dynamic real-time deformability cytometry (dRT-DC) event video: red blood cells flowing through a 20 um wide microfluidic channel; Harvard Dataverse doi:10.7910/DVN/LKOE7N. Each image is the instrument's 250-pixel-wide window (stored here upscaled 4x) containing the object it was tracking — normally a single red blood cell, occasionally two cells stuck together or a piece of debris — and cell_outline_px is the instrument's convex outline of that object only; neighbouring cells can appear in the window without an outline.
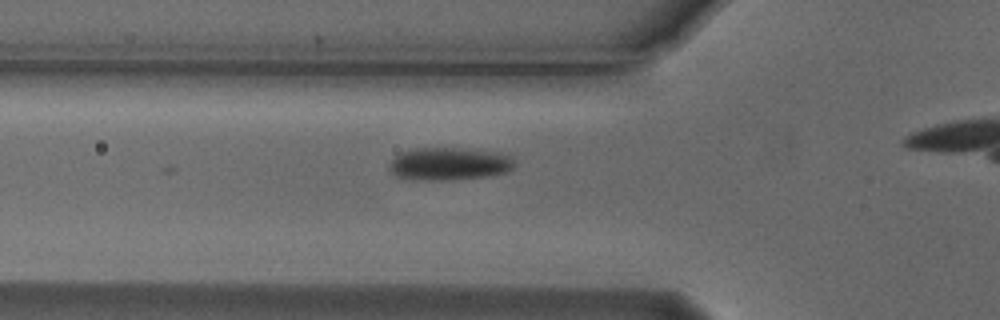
{"species": "Egyptian fruit bat (a non-hibernating species)", "species_latin": "Rousettus aegyptiacus", "temperature_condition": "cold", "stored_images_in_passage": 11, "camera_frame_rate_fps": 3000, "um_per_image_px": 0.085, "animal": {"sex": "male"}, "frame": {"image": 1, "passage_image": 4, "time_ms": 1.0, "image_size_px": [1000, 320], "cell_outline_px": [[512, 168], [508, 172], [488, 176], [440, 180], [396, 176], [388, 168], [388, 164], [400, 152], [412, 148], [456, 148], [496, 152], [508, 156], [512, 160]], "centroid_in_image_um": [38.14, 13.91], "position_along_channel_um": 87.7, "area_um2": 23.29}}
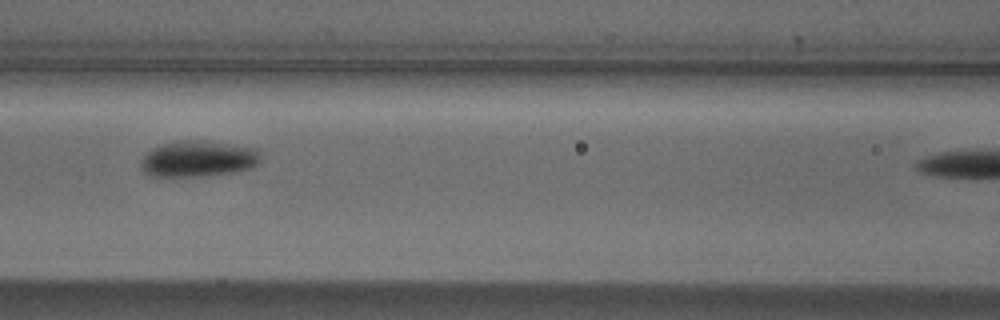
{"frame": {"image": 2, "passage_image": 9, "time_ms": 2.667, "image_size_px": [1000, 320], "cell_outline_px": [[260, 160], [252, 168], [232, 172], [208, 176], [156, 180], [144, 172], [140, 164], [140, 160], [152, 148], [160, 144], [176, 140], [208, 140], [256, 148], [260, 152]], "centroid_in_image_um": [16.76, 13.53], "position_along_channel_um": 149.8, "area_um2": 26.36}}